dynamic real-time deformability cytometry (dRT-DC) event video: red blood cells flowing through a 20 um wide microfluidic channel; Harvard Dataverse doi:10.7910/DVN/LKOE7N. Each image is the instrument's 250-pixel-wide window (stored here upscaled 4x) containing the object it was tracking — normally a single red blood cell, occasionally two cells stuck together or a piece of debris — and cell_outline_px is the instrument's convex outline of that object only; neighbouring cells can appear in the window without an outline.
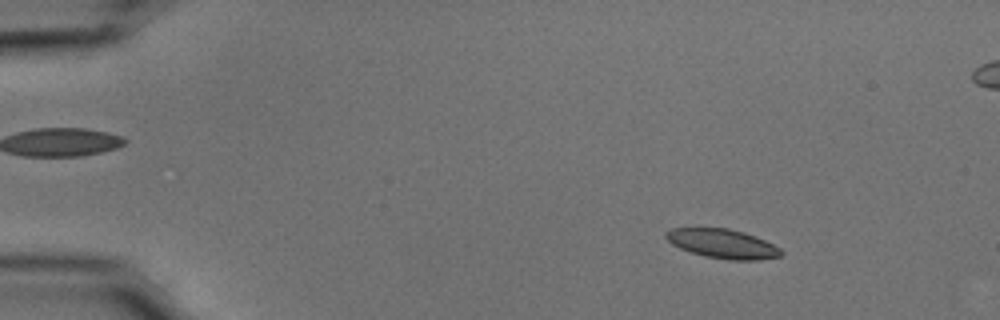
{"species": "common noctule bat (a hibernating species)", "species_latin": "Nyctalus noctula", "temperature_condition": "cold", "stored_images_in_passage": 56, "camera_frame_rate_fps": 3000, "um_per_image_px": 0.085, "animal": {"sex": "male", "body_mass_g": 15.6}, "frame": {"image": 1, "passage_image": 8, "time_ms": 2.333, "image_size_px": [1000, 320], "cell_outline_px": [[784, 252], [780, 256], [760, 260], [732, 260], [704, 256], [680, 248], [672, 244], [664, 236], [664, 232], [672, 228], [728, 228], [744, 232], [764, 240], [780, 248]], "centroid_in_image_um": [61.41, 20.71], "position_along_channel_um": 23.6, "area_um2": 19.54}}
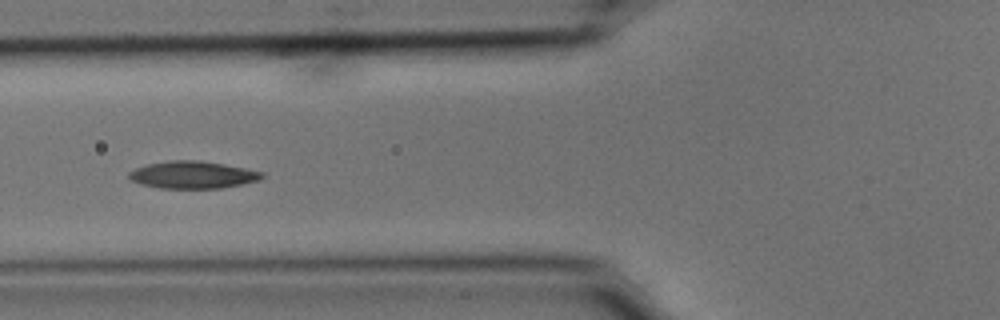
{"frame": {"image": 2, "passage_image": 22, "time_ms": 7.0, "image_size_px": [1000, 320], "cell_outline_px": [[264, 176], [260, 180], [220, 188], [160, 188], [140, 184], [128, 180], [128, 172], [136, 168], [148, 164], [168, 160], [200, 160], [248, 168], [264, 172]], "centroid_in_image_um": [16.37, 14.85], "position_along_channel_um": 109.4, "area_um2": 21.33}}
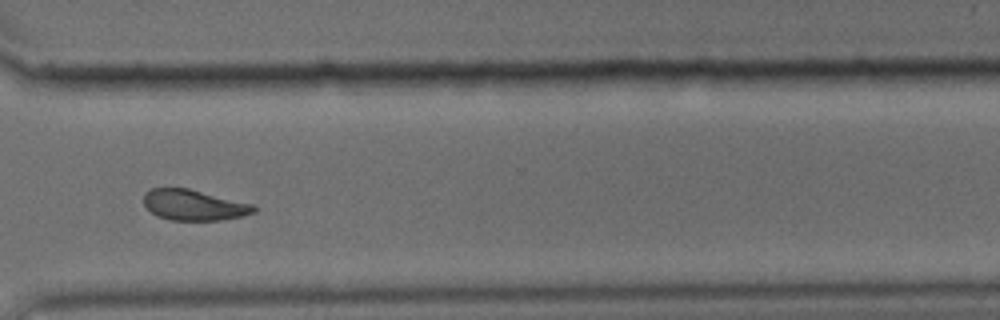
{"frame": {"image": 3, "passage_image": 42, "time_ms": 13.667, "image_size_px": [1000, 320], "cell_outline_px": [[256, 212], [240, 216], [220, 220], [172, 220], [156, 216], [144, 204], [144, 192], [152, 188], [188, 188], [256, 204]], "centroid_in_image_um": [16.51, 17.42], "position_along_channel_um": 354.1, "area_um2": 19.77}, "authors_computed_cell_mechanics": {"area_um2": 20.4901, "velocity_mm_per_s": 3.6695, "shape_relaxation_time_tau1_ms": 3.7219, "shape_relaxation_time_tau2_ms": 3.1678, "deformation_change_tau1": 0.1392, "deformation_change_tau2": 0.0964}}